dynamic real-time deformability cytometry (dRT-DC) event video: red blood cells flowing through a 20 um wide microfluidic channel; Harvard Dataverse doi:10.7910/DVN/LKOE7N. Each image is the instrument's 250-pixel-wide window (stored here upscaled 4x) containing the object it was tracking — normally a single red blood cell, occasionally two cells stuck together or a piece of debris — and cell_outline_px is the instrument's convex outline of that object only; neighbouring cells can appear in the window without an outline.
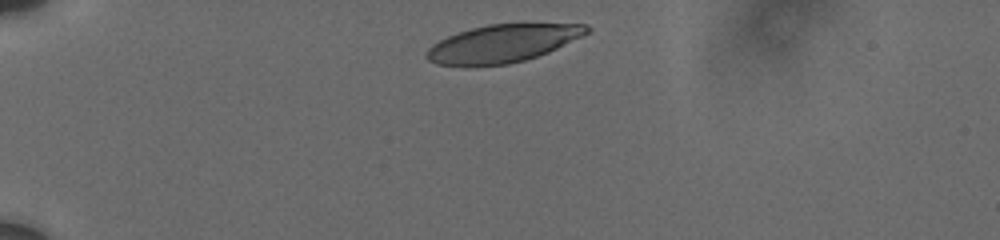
{"species": "human", "species_latin": "Homo sapiens", "temperature_condition": "cold", "stored_images_in_passage": 8, "camera_frame_rate_fps": 3000, "um_per_image_px": 0.085, "donor": {"sex": "male"}, "frame": {"image": 1, "passage_image": 1, "time_ms": 0.0, "image_size_px": [1000, 240], "cell_outline_px": [[592, 28], [584, 36], [548, 52], [524, 60], [508, 64], [468, 68], [464, 68], [436, 64], [428, 60], [424, 56], [428, 48], [432, 44], [448, 36], [472, 28], [488, 24], [588, 24]], "centroid_in_image_um": [42.68, 3.73], "position_along_channel_um": 42.3, "area_um2": 35.72}}
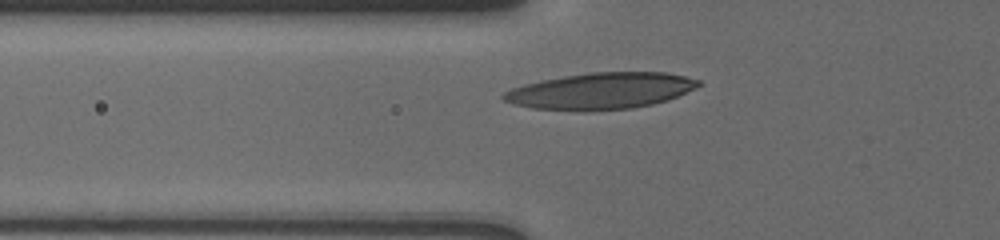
{"frame": {"image": 2, "passage_image": 4, "time_ms": 2.333, "image_size_px": [1000, 240], "cell_outline_px": [[700, 84], [696, 88], [668, 100], [652, 104], [632, 108], [584, 112], [532, 108], [512, 104], [504, 100], [500, 96], [504, 92], [512, 88], [524, 84], [540, 80], [564, 76], [592, 72], [668, 72], [700, 80]], "centroid_in_image_um": [51.04, 7.74], "position_along_channel_um": 74.8, "area_um2": 41.67}}
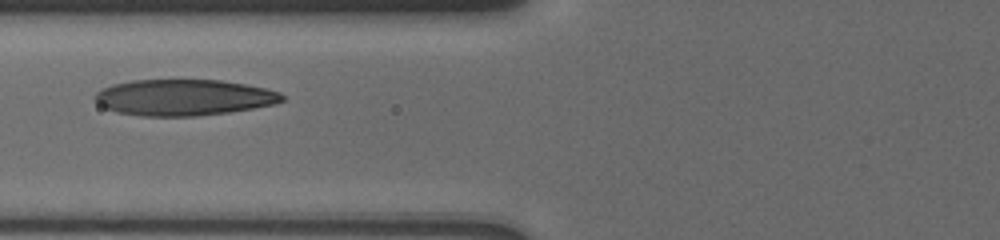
{"frame": {"image": 3, "passage_image": 6, "time_ms": 3.333, "image_size_px": [1000, 240], "cell_outline_px": [[284, 100], [276, 104], [228, 112], [196, 116], [140, 116], [116, 112], [100, 104], [92, 96], [96, 92], [112, 84], [132, 80], [220, 80], [244, 84], [264, 88], [280, 92], [284, 96]], "centroid_in_image_um": [15.62, 8.28], "position_along_channel_um": 110.2, "area_um2": 39.3}}